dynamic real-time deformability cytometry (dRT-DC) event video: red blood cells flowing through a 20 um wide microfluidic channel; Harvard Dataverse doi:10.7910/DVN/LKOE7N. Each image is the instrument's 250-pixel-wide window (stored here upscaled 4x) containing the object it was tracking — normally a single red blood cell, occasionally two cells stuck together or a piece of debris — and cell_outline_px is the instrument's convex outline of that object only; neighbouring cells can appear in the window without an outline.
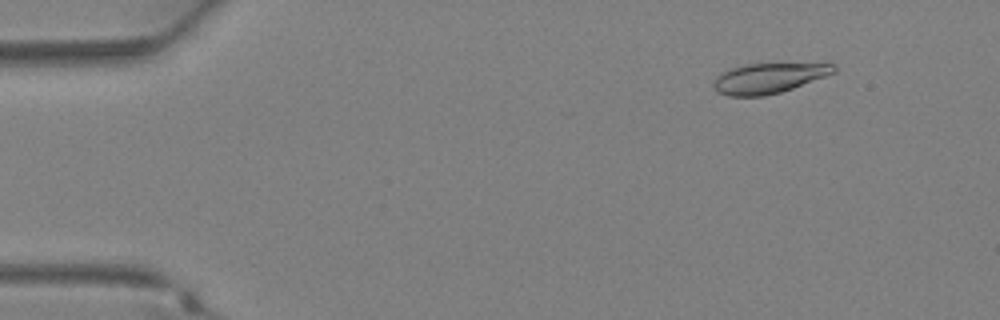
{"species": "Egyptian fruit bat (a non-hibernating species)", "species_latin": "Rousettus aegyptiacus", "temperature_condition": "warm", "stored_images_in_passage": 37, "camera_frame_rate_fps": 3000, "um_per_image_px": 0.085, "animal": {"sex": "female"}, "frame": {"image": 1, "passage_image": 5, "time_ms": 1.333, "image_size_px": [1000, 320], "cell_outline_px": [[836, 72], [792, 88], [780, 92], [764, 96], [728, 96], [716, 92], [712, 88], [712, 84], [720, 72], [744, 64], [836, 64]], "centroid_in_image_um": [65.26, 6.65], "position_along_channel_um": 19.7, "area_um2": 20.98}}
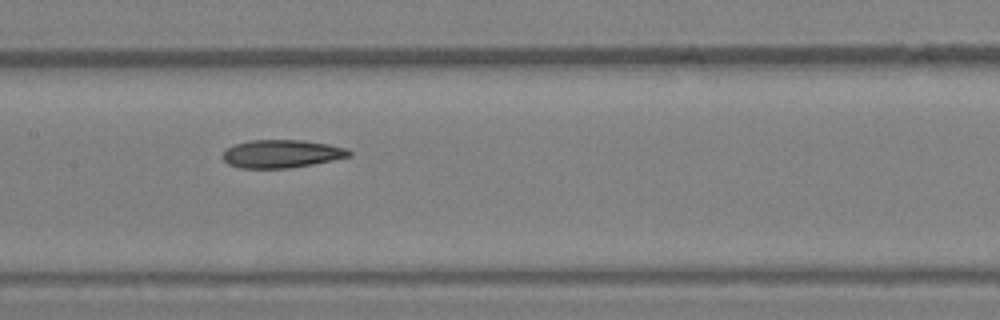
{"frame": {"image": 2, "passage_image": 19, "time_ms": 6.0, "image_size_px": [1000, 320], "cell_outline_px": [[352, 156], [312, 164], [288, 168], [240, 168], [228, 164], [224, 160], [224, 152], [228, 148], [236, 144], [252, 140], [300, 140], [328, 144], [348, 148], [352, 152]], "centroid_in_image_um": [23.98, 13.07], "position_along_channel_um": 183.4, "area_um2": 20.46}}
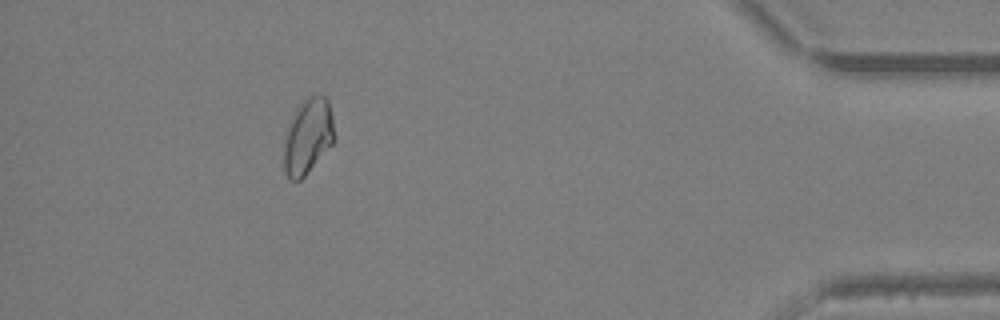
{"frame": {"image": 3, "passage_image": 34, "time_ms": 11.0, "image_size_px": [1000, 320], "cell_outline_px": [[336, 136], [332, 144], [304, 176], [300, 180], [288, 180], [284, 172], [284, 132], [296, 108], [308, 96], [320, 92], [328, 96], [332, 112]], "centroid_in_image_um": [26.18, 11.52], "position_along_channel_um": 409.0, "area_um2": 22.83}}